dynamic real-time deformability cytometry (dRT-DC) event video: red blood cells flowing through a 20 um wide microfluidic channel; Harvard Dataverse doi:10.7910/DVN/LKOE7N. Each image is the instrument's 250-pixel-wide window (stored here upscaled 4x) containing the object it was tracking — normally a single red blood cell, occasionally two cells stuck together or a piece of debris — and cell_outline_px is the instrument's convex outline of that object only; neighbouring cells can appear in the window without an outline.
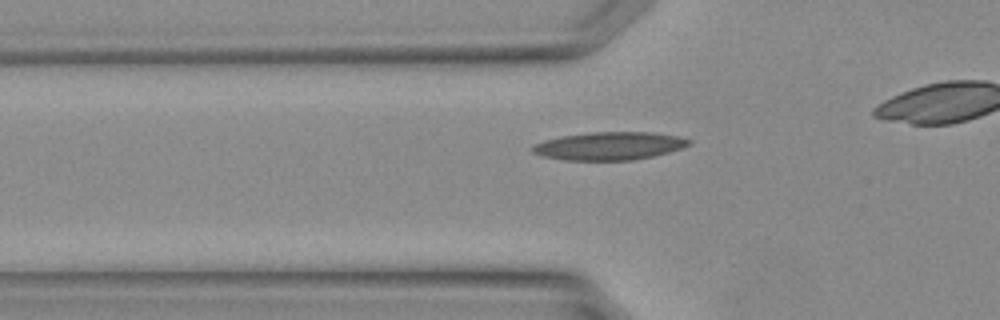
{"species": "Egyptian fruit bat (a non-hibernating species)", "species_latin": "Rousettus aegyptiacus", "temperature_condition": "warm", "stored_images_in_passage": 21, "camera_frame_rate_fps": 3000, "um_per_image_px": 0.085, "animal": {"sex": "female"}, "frame": {"image": 1, "passage_image": 5, "time_ms": 1.333, "image_size_px": [1000, 320], "cell_outline_px": [[692, 144], [668, 152], [652, 156], [632, 160], [564, 160], [544, 156], [532, 152], [532, 144], [544, 140], [560, 136], [592, 132], [652, 132], [680, 136], [692, 140]], "centroid_in_image_um": [51.79, 12.39], "position_along_channel_um": 74.0, "area_um2": 25.55}}